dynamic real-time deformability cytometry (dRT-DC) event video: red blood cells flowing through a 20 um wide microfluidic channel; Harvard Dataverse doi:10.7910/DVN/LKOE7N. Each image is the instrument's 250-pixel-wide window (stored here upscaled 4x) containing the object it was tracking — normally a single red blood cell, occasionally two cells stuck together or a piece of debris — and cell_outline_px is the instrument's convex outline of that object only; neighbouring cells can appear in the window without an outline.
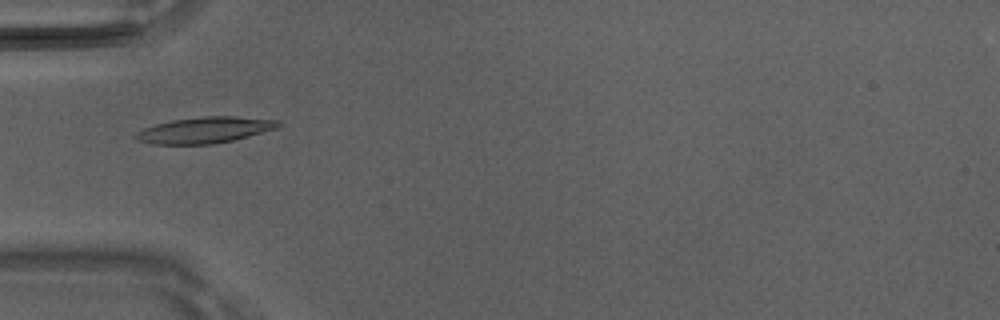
{"species": "Egyptian fruit bat (a non-hibernating species)", "species_latin": "Rousettus aegyptiacus", "temperature_condition": "room temperature", "stored_images_in_passage": 6, "camera_frame_rate_fps": 3000, "um_per_image_px": 0.085, "animal": {"sex": "male"}, "frame": {"image": 1, "passage_image": 5, "time_ms": 1.333, "image_size_px": [1000, 320], "cell_outline_px": [[280, 124], [276, 128], [232, 140], [216, 144], [152, 144], [136, 140], [132, 136], [136, 132], [144, 128], [156, 124], [172, 120], [204, 116], [236, 116], [280, 120]], "centroid_in_image_um": [17.36, 11.05], "position_along_channel_um": 67.6, "area_um2": 21.62}}